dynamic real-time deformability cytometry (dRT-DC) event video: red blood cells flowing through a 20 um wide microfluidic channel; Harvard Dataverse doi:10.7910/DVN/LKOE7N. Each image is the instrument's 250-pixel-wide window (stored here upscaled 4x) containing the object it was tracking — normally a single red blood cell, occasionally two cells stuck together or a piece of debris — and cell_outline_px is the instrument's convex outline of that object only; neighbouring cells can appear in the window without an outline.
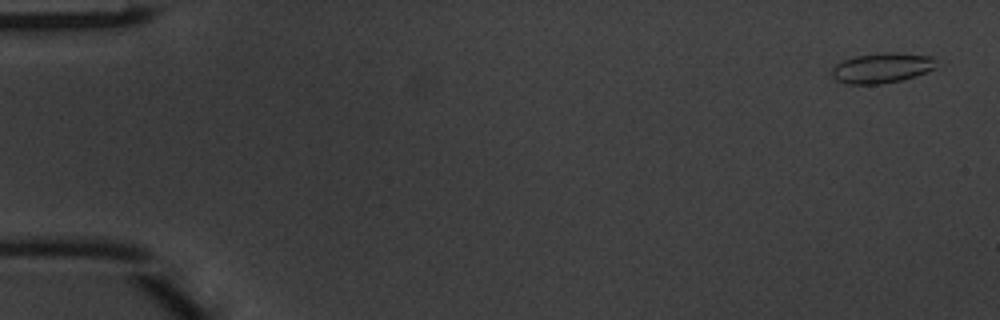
{"species": "common noctule bat (a hibernating species)", "species_latin": "Nyctalus noctula", "temperature_condition": "warm", "stored_images_in_passage": 4, "camera_frame_rate_fps": 3000, "um_per_image_px": 0.085, "animal": {"sex": "male", "body_mass_g": 20.1, "forearm_length_mm": 53.5}, "frame": {"image": 1, "passage_image": 1, "time_ms": 0.0, "image_size_px": [1000, 320], "cell_outline_px": [[936, 60], [932, 68], [916, 76], [900, 80], [880, 84], [848, 84], [836, 80], [832, 76], [832, 68], [836, 64], [844, 60], [856, 56], [884, 52], [896, 52], [932, 56]], "centroid_in_image_um": [74.93, 5.77], "position_along_channel_um": 10.1, "area_um2": 18.15}}
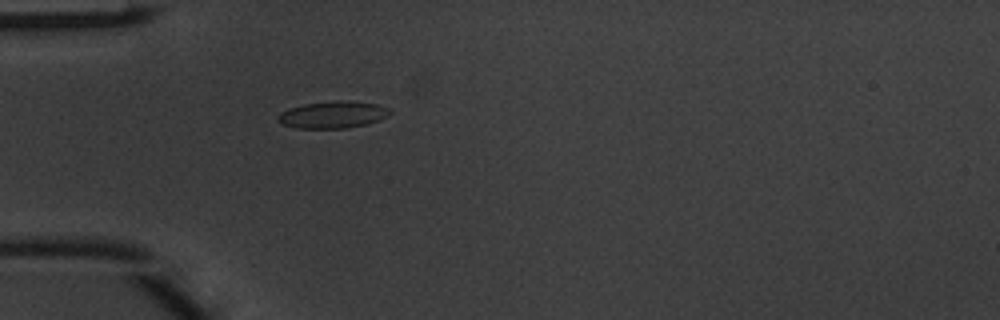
{"frame": {"image": 2, "passage_image": 4, "time_ms": 1.0, "image_size_px": [1000, 320], "cell_outline_px": [[392, 112], [388, 116], [380, 120], [364, 124], [344, 128], [296, 128], [280, 124], [276, 120], [276, 116], [280, 112], [288, 108], [304, 104], [340, 100], [376, 104], [388, 108]], "centroid_in_image_um": [28.23, 9.75], "position_along_channel_um": 56.8, "area_um2": 17.57}}